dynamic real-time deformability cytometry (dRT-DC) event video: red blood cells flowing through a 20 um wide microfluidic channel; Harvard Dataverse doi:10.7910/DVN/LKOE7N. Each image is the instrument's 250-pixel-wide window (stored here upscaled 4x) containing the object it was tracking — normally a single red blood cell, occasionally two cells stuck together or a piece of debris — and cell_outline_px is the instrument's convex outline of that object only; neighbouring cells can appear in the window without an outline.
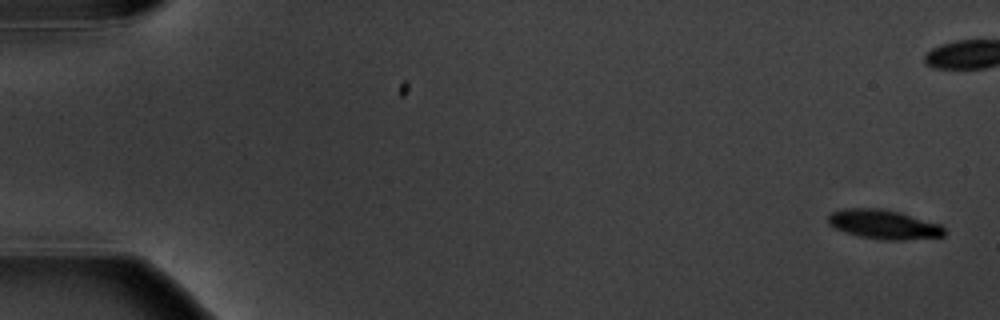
{"species": "common noctule bat (a hibernating species)", "species_latin": "Nyctalus noctula", "temperature_condition": "warm", "stored_images_in_passage": 7, "camera_frame_rate_fps": 3000, "um_per_image_px": 0.085, "animal": {"sex": "male", "body_mass_g": 20.1, "forearm_length_mm": 53.5}, "frame": {"image": 1, "passage_image": 1, "time_ms": 0.0, "image_size_px": [1000, 320], "cell_outline_px": [[944, 236], [904, 240], [884, 240], [856, 236], [844, 232], [828, 224], [828, 216], [832, 212], [844, 208], [884, 208], [900, 212], [940, 224], [944, 228]], "centroid_in_image_um": [75.1, 19.07], "position_along_channel_um": 9.9, "area_um2": 19.94}}